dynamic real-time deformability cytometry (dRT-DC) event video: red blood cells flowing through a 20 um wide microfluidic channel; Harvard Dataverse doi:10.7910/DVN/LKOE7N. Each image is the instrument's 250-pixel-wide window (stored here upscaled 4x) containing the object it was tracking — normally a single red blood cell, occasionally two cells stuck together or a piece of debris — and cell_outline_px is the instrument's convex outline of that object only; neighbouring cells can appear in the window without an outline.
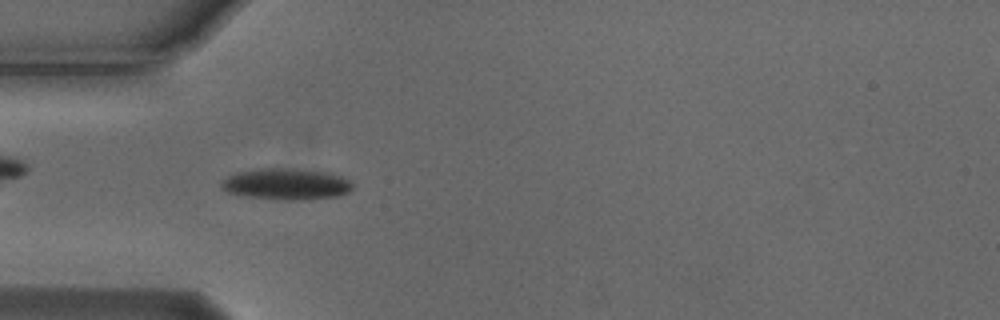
{"species": "Egyptian fruit bat (a non-hibernating species)", "species_latin": "Rousettus aegyptiacus", "temperature_condition": "cold", "stored_images_in_passage": 41, "camera_frame_rate_fps": 3000, "um_per_image_px": 0.085, "animal": {"sex": "male"}, "frame": {"image": 1, "passage_image": 3, "time_ms": 0.667, "image_size_px": [1000, 320], "cell_outline_px": [[352, 188], [348, 192], [336, 196], [304, 200], [280, 200], [244, 196], [228, 192], [220, 188], [220, 184], [228, 176], [236, 172], [268, 168], [284, 168], [328, 172], [340, 176], [348, 180], [352, 184]], "centroid_in_image_um": [24.31, 15.66], "position_along_channel_um": 60.7, "area_um2": 23.81}}
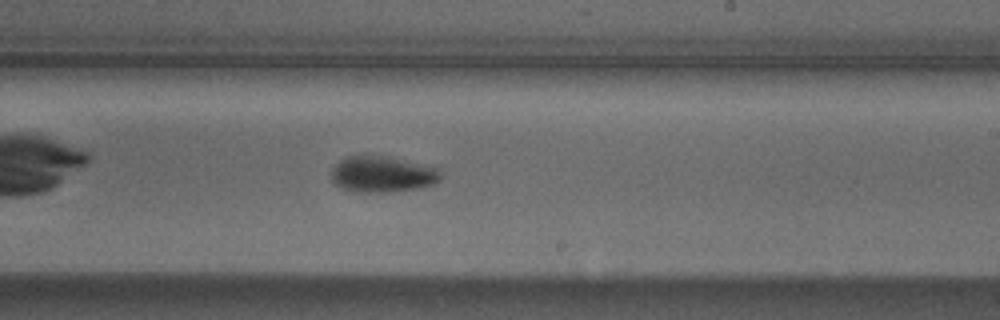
{"frame": {"image": 2, "passage_image": 19, "time_ms": 6.0, "image_size_px": [1000, 320], "cell_outline_px": [[444, 176], [436, 184], [420, 188], [384, 192], [356, 192], [340, 188], [332, 180], [332, 168], [340, 160], [348, 156], [380, 156], [436, 168]], "centroid_in_image_um": [32.49, 14.84], "position_along_channel_um": 256.5, "area_um2": 22.6}}
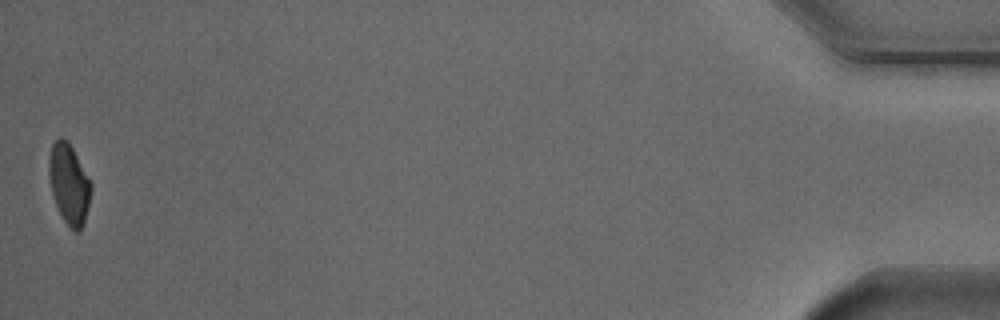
{"frame": {"image": 3, "passage_image": 41, "time_ms": 13.333, "image_size_px": [1000, 320], "cell_outline_px": [[92, 188], [84, 220], [80, 228], [76, 232], [64, 220], [56, 204], [52, 192], [48, 172], [48, 160], [52, 144], [60, 136], [68, 140], [92, 184]], "centroid_in_image_um": [5.85, 15.57], "position_along_channel_um": 429.3, "area_um2": 19.19}, "authors_computed_cell_mechanics": {"area_um2": 22.1374, "velocity_mm_per_s": 3.7212, "shape_relaxation_time_tau1_ms": 3.2054, "shape_relaxation_time_tau2_ms": 8.268, "deformation_change_tau1": 0.1136, "deformation_change_tau2": 0.1126}}